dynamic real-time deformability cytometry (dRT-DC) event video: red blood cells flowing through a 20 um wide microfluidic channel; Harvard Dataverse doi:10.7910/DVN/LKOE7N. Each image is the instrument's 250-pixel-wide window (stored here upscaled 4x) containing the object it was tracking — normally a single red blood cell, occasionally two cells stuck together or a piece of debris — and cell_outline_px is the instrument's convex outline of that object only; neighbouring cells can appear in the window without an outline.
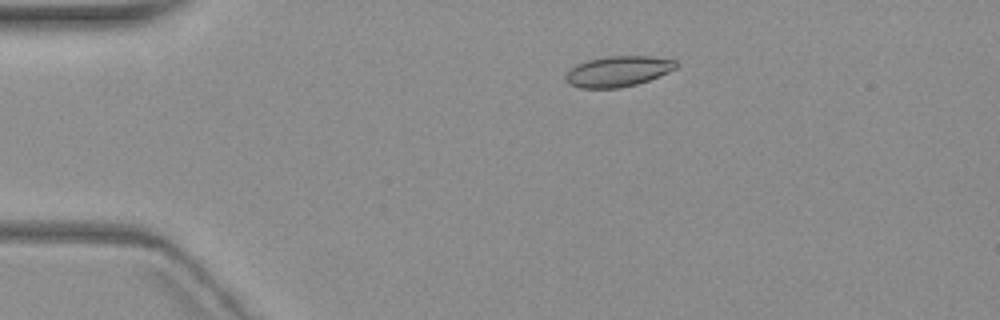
{"species": "common noctule bat (a hibernating species)", "species_latin": "Nyctalus noctula", "temperature_condition": "warm", "stored_images_in_passage": 3, "camera_frame_rate_fps": 3000, "um_per_image_px": 0.085, "animal": {"sex": "female", "body_mass_g": 19.3, "forearm_length_mm": 54.1}, "frame": {"image": 1, "passage_image": 1, "time_ms": 0.0, "image_size_px": [1000, 320], "cell_outline_px": [[676, 68], [668, 72], [648, 80], [636, 84], [620, 88], [580, 88], [568, 84], [564, 76], [576, 64], [588, 60], [608, 56], [648, 56], [676, 60]], "centroid_in_image_um": [52.5, 6.07], "position_along_channel_um": 32.5, "area_um2": 19.54}}
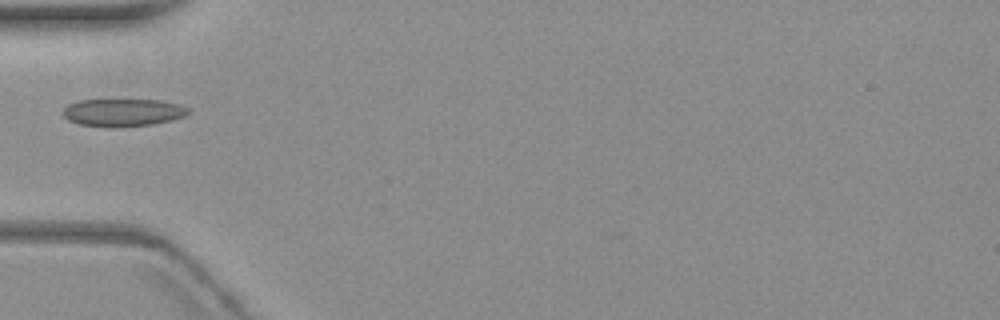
{"frame": {"image": 2, "passage_image": 3, "time_ms": 2.667, "image_size_px": [1000, 320], "cell_outline_px": [[188, 112], [184, 116], [172, 120], [152, 124], [112, 128], [80, 124], [68, 120], [64, 116], [64, 108], [68, 104], [80, 100], [160, 100], [180, 104], [188, 108]], "centroid_in_image_um": [10.45, 9.56], "position_along_channel_um": 74.6, "area_um2": 20.11}}